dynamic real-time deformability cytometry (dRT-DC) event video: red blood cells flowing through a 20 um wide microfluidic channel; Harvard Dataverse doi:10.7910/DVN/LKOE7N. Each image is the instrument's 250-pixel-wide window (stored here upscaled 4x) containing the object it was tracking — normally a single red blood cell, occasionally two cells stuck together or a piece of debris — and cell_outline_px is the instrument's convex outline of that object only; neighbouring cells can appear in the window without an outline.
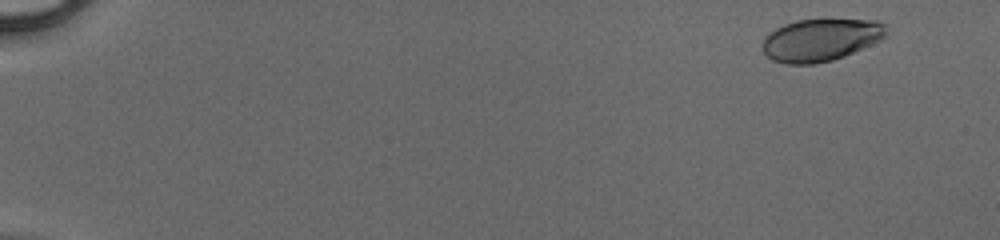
{"species": "human", "species_latin": "Homo sapiens", "temperature_condition": "cold", "stored_images_in_passage": 49, "camera_frame_rate_fps": 3000, "um_per_image_px": 0.085, "donor": {"sex": "male"}, "frame": {"image": 1, "passage_image": 3, "time_ms": 0.667, "image_size_px": [1000, 240], "cell_outline_px": [[888, 36], [872, 44], [844, 56], [832, 60], [816, 64], [784, 64], [772, 60], [764, 52], [764, 36], [776, 28], [784, 24], [796, 20], [828, 16], [876, 20], [888, 24]], "centroid_in_image_um": [69.84, 3.32], "position_along_channel_um": 15.2, "area_um2": 31.85}}
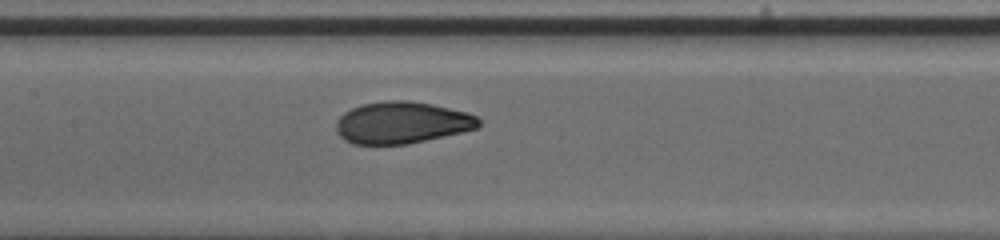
{"frame": {"image": 2, "passage_image": 26, "time_ms": 8.333, "image_size_px": [1000, 240], "cell_outline_px": [[480, 124], [476, 128], [464, 132], [408, 144], [352, 144], [344, 140], [336, 132], [336, 120], [344, 112], [352, 108], [364, 104], [392, 100], [408, 100], [432, 104], [464, 112], [476, 116], [480, 120]], "centroid_in_image_um": [34.14, 10.43], "position_along_channel_um": 173.3, "area_um2": 34.68}}
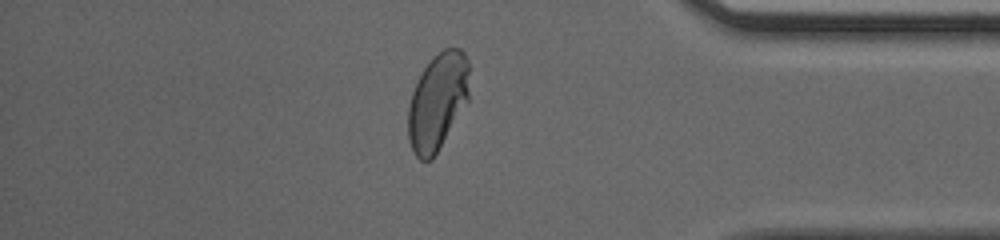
{"frame": {"image": 3, "passage_image": 43, "time_ms": 14.0, "image_size_px": [1000, 240], "cell_outline_px": [[468, 100], [432, 160], [420, 160], [412, 152], [408, 140], [408, 108], [412, 92], [424, 68], [432, 56], [444, 48], [460, 48], [464, 52], [468, 60]], "centroid_in_image_um": [37.17, 8.63], "position_along_channel_um": 398.0, "area_um2": 34.39}}